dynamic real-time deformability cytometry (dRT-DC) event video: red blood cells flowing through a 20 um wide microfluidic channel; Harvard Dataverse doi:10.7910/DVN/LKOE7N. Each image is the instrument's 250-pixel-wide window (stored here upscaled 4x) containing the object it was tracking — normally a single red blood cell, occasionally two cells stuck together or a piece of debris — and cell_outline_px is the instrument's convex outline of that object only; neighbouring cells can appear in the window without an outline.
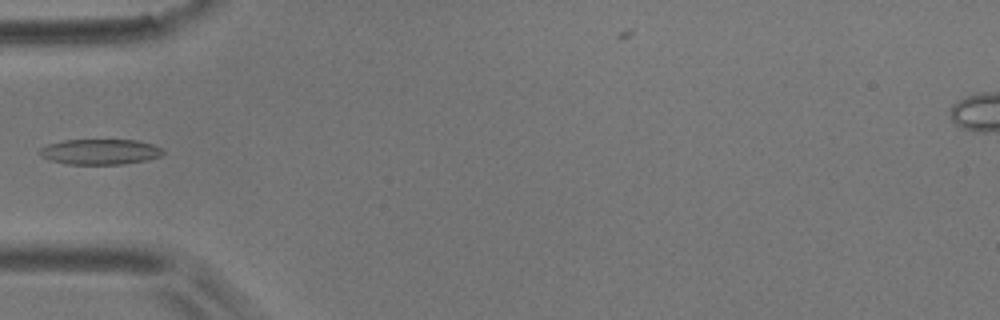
{"species": "common noctule bat (a hibernating species)", "species_latin": "Nyctalus noctula", "temperature_condition": "room temperature", "stored_images_in_passage": 6, "camera_frame_rate_fps": 3000, "um_per_image_px": 0.085, "animal": {"sex": "male", "body_mass_g": 17.9}, "frame": {"image": 1, "passage_image": 5, "time_ms": 4.667, "image_size_px": [1000, 320], "cell_outline_px": [[164, 152], [160, 156], [148, 160], [124, 164], [68, 164], [52, 160], [40, 156], [40, 148], [48, 144], [64, 140], [136, 140], [152, 144], [164, 148]], "centroid_in_image_um": [8.55, 12.9], "position_along_channel_um": 76.5, "area_um2": 18.26}}